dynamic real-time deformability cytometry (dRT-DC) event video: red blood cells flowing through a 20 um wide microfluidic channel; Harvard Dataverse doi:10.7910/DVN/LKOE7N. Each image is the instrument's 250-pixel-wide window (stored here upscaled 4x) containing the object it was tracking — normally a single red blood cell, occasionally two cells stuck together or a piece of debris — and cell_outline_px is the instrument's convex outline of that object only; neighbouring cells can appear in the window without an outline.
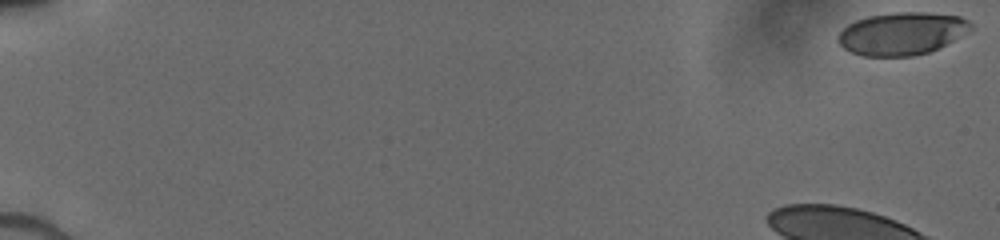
{"species": "human", "species_latin": "Homo sapiens", "temperature_condition": "cold", "stored_images_in_passage": 11, "camera_frame_rate_fps": 3000, "um_per_image_px": 0.085, "donor": {"sex": "male"}, "frame": {"image": 1, "passage_image": 1, "time_ms": 0.0, "image_size_px": [1000, 240], "cell_outline_px": [[972, 28], [952, 40], [928, 52], [912, 56], [864, 56], [852, 52], [844, 48], [836, 40], [836, 36], [848, 24], [856, 20], [868, 16], [896, 12], [924, 12], [960, 16], [968, 20], [972, 24]], "centroid_in_image_um": [76.61, 2.84], "position_along_channel_um": 8.4, "area_um2": 32.66}}
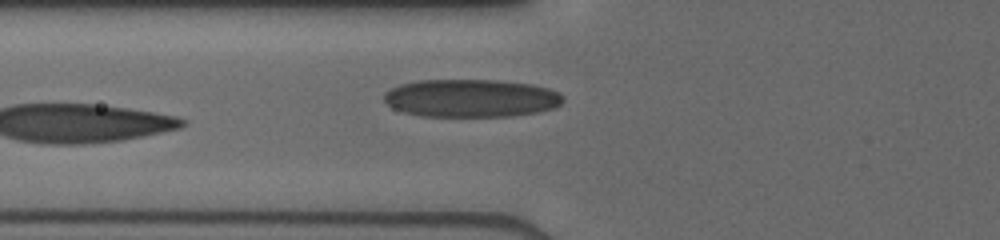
{"frame": {"image": 2, "passage_image": 11, "time_ms": 7.0, "image_size_px": [1000, 240], "cell_outline_px": [[564, 100], [560, 104], [552, 108], [540, 112], [512, 116], [420, 116], [404, 112], [392, 108], [384, 100], [384, 92], [400, 84], [416, 80], [500, 80], [532, 84], [548, 88], [556, 92]], "centroid_in_image_um": [40.01, 8.34], "position_along_channel_um": 85.8, "area_um2": 39.65}}